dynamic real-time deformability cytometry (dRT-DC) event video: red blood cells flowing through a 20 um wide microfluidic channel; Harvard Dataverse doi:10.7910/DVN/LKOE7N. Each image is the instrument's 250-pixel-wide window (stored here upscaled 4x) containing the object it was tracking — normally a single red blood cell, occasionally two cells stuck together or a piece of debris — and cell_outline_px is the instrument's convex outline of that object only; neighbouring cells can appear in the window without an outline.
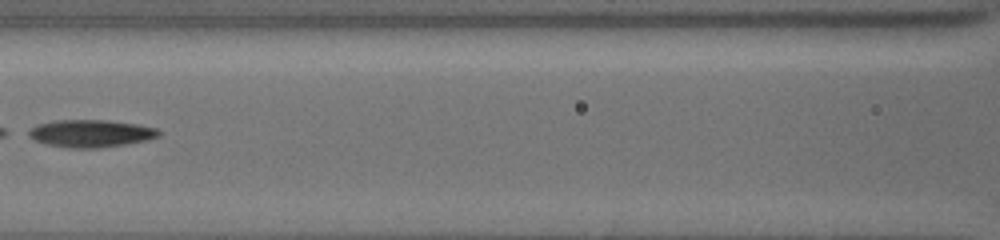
{"species": "common noctule bat (a hibernating species)", "species_latin": "Nyctalus noctula", "temperature_condition": "cold", "stored_images_in_passage": 20, "camera_frame_rate_fps": 3000, "um_per_image_px": 0.085, "animal": {"sex": "female", "body_mass_g": 19.5, "forearm_length_mm": 54.1}, "frame": {"image": 1, "passage_image": 17, "time_ms": 9.0, "image_size_px": [1000, 240], "cell_outline_px": [[160, 136], [144, 140], [124, 144], [100, 148], [72, 148], [48, 144], [36, 140], [28, 136], [28, 132], [36, 124], [56, 120], [108, 120], [136, 124], [156, 128], [160, 132]], "centroid_in_image_um": [7.71, 11.33], "position_along_channel_um": 158.9, "area_um2": 20.58}}